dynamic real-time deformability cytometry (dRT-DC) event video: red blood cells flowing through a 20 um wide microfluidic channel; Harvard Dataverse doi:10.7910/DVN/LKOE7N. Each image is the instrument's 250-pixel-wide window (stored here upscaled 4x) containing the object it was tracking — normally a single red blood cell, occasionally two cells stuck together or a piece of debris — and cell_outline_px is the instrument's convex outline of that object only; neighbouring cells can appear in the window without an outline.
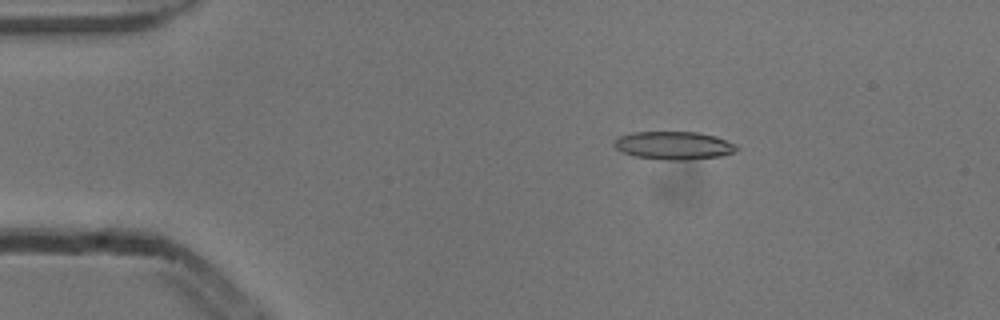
{"species": "common noctule bat (a hibernating species)", "species_latin": "Nyctalus noctula", "temperature_condition": "cold", "stored_images_in_passage": 6, "camera_frame_rate_fps": 3000, "um_per_image_px": 0.085, "animal": {"sex": "male", "body_mass_g": 13.3}, "frame": {"image": 1, "passage_image": 3, "time_ms": 0.667, "image_size_px": [1000, 320], "cell_outline_px": [[740, 148], [732, 152], [720, 156], [684, 160], [664, 160], [636, 156], [624, 152], [616, 148], [612, 144], [620, 136], [632, 132], [696, 132], [716, 136], [736, 144]], "centroid_in_image_um": [57.29, 12.36], "position_along_channel_um": 27.7, "area_um2": 19.88}}
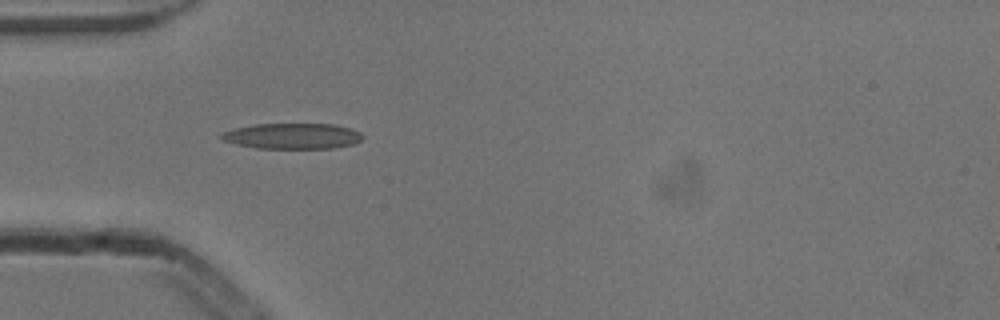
{"frame": {"image": 2, "passage_image": 5, "time_ms": 1.333, "image_size_px": [1000, 320], "cell_outline_px": [[364, 136], [360, 140], [352, 144], [332, 148], [256, 148], [236, 144], [224, 140], [220, 136], [224, 132], [236, 128], [252, 124], [336, 124], [352, 128], [360, 132]], "centroid_in_image_um": [24.89, 11.56], "position_along_channel_um": 60.1, "area_um2": 21.04}}
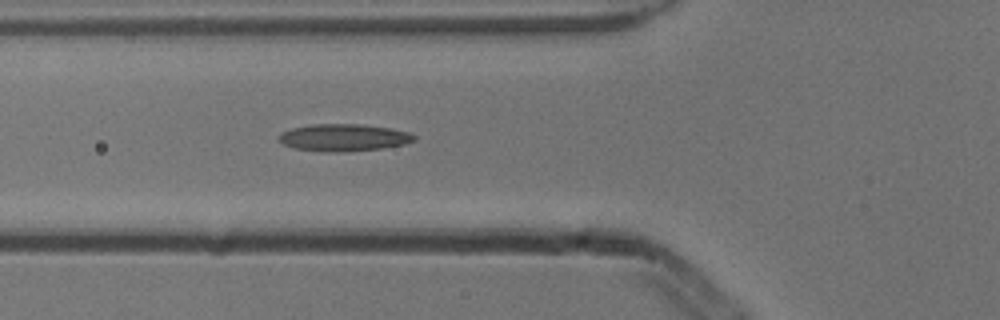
{"frame": {"image": 3, "passage_image": 6, "time_ms": 1.667, "image_size_px": [1000, 320], "cell_outline_px": [[416, 140], [404, 144], [384, 148], [340, 152], [320, 152], [292, 148], [276, 140], [280, 132], [292, 128], [312, 124], [360, 124], [392, 128], [408, 132], [416, 136]], "centroid_in_image_um": [29.17, 11.7], "position_along_channel_um": 96.6, "area_um2": 21.73}}